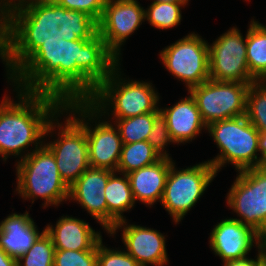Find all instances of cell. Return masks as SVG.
Listing matches in <instances>:
<instances>
[{
  "label": "cell",
  "mask_w": 266,
  "mask_h": 266,
  "mask_svg": "<svg viewBox=\"0 0 266 266\" xmlns=\"http://www.w3.org/2000/svg\"><path fill=\"white\" fill-rule=\"evenodd\" d=\"M54 252L52 238L44 232L17 260V266H54Z\"/></svg>",
  "instance_id": "cell-28"
},
{
  "label": "cell",
  "mask_w": 266,
  "mask_h": 266,
  "mask_svg": "<svg viewBox=\"0 0 266 266\" xmlns=\"http://www.w3.org/2000/svg\"><path fill=\"white\" fill-rule=\"evenodd\" d=\"M97 266H140L139 263L126 251L111 250L98 243Z\"/></svg>",
  "instance_id": "cell-31"
},
{
  "label": "cell",
  "mask_w": 266,
  "mask_h": 266,
  "mask_svg": "<svg viewBox=\"0 0 266 266\" xmlns=\"http://www.w3.org/2000/svg\"><path fill=\"white\" fill-rule=\"evenodd\" d=\"M23 156L16 164V191L20 196L33 198L32 203L40 197L45 201L44 207L58 206L69 199V187L60 177L54 155L44 144Z\"/></svg>",
  "instance_id": "cell-5"
},
{
  "label": "cell",
  "mask_w": 266,
  "mask_h": 266,
  "mask_svg": "<svg viewBox=\"0 0 266 266\" xmlns=\"http://www.w3.org/2000/svg\"><path fill=\"white\" fill-rule=\"evenodd\" d=\"M56 118L58 139L44 145L54 155L60 177L70 187L90 167L86 132L70 115L64 127Z\"/></svg>",
  "instance_id": "cell-12"
},
{
  "label": "cell",
  "mask_w": 266,
  "mask_h": 266,
  "mask_svg": "<svg viewBox=\"0 0 266 266\" xmlns=\"http://www.w3.org/2000/svg\"><path fill=\"white\" fill-rule=\"evenodd\" d=\"M251 83L206 80L188 93L194 97L201 117L210 123L246 114L247 93Z\"/></svg>",
  "instance_id": "cell-9"
},
{
  "label": "cell",
  "mask_w": 266,
  "mask_h": 266,
  "mask_svg": "<svg viewBox=\"0 0 266 266\" xmlns=\"http://www.w3.org/2000/svg\"><path fill=\"white\" fill-rule=\"evenodd\" d=\"M123 221L118 222L108 233L110 236L123 227L122 240L126 246V252L132 256L140 266L153 264L163 266L168 262L165 245V236L153 228L138 225H127ZM126 225V226H125ZM147 264V265H146Z\"/></svg>",
  "instance_id": "cell-15"
},
{
  "label": "cell",
  "mask_w": 266,
  "mask_h": 266,
  "mask_svg": "<svg viewBox=\"0 0 266 266\" xmlns=\"http://www.w3.org/2000/svg\"><path fill=\"white\" fill-rule=\"evenodd\" d=\"M262 82L266 85V77L262 80Z\"/></svg>",
  "instance_id": "cell-41"
},
{
  "label": "cell",
  "mask_w": 266,
  "mask_h": 266,
  "mask_svg": "<svg viewBox=\"0 0 266 266\" xmlns=\"http://www.w3.org/2000/svg\"><path fill=\"white\" fill-rule=\"evenodd\" d=\"M208 132L220 150V155L208 162L216 173L225 163H232L237 171L258 167L259 131L246 115L219 120L207 126Z\"/></svg>",
  "instance_id": "cell-6"
},
{
  "label": "cell",
  "mask_w": 266,
  "mask_h": 266,
  "mask_svg": "<svg viewBox=\"0 0 266 266\" xmlns=\"http://www.w3.org/2000/svg\"><path fill=\"white\" fill-rule=\"evenodd\" d=\"M238 172L227 204L241 217L234 219L261 234L266 227V174L257 167Z\"/></svg>",
  "instance_id": "cell-11"
},
{
  "label": "cell",
  "mask_w": 266,
  "mask_h": 266,
  "mask_svg": "<svg viewBox=\"0 0 266 266\" xmlns=\"http://www.w3.org/2000/svg\"><path fill=\"white\" fill-rule=\"evenodd\" d=\"M119 64L112 70L95 92L86 100L101 116L108 106L113 107L114 119H125L150 112H160L159 96L148 82L123 81L119 75ZM120 77V78H119ZM108 105V106H107ZM103 113V115H102Z\"/></svg>",
  "instance_id": "cell-4"
},
{
  "label": "cell",
  "mask_w": 266,
  "mask_h": 266,
  "mask_svg": "<svg viewBox=\"0 0 266 266\" xmlns=\"http://www.w3.org/2000/svg\"><path fill=\"white\" fill-rule=\"evenodd\" d=\"M160 112H150L125 119H116L115 122L123 144L147 141L152 130L154 119Z\"/></svg>",
  "instance_id": "cell-25"
},
{
  "label": "cell",
  "mask_w": 266,
  "mask_h": 266,
  "mask_svg": "<svg viewBox=\"0 0 266 266\" xmlns=\"http://www.w3.org/2000/svg\"><path fill=\"white\" fill-rule=\"evenodd\" d=\"M258 249L256 260L243 257L240 259L228 260L224 262L223 266H260L266 260V248L261 246Z\"/></svg>",
  "instance_id": "cell-33"
},
{
  "label": "cell",
  "mask_w": 266,
  "mask_h": 266,
  "mask_svg": "<svg viewBox=\"0 0 266 266\" xmlns=\"http://www.w3.org/2000/svg\"><path fill=\"white\" fill-rule=\"evenodd\" d=\"M54 266H97V250H55Z\"/></svg>",
  "instance_id": "cell-29"
},
{
  "label": "cell",
  "mask_w": 266,
  "mask_h": 266,
  "mask_svg": "<svg viewBox=\"0 0 266 266\" xmlns=\"http://www.w3.org/2000/svg\"><path fill=\"white\" fill-rule=\"evenodd\" d=\"M0 18L4 16L10 9L19 6L30 0H18L17 3L13 0H0ZM6 1V2H5ZM2 4V5H1Z\"/></svg>",
  "instance_id": "cell-34"
},
{
  "label": "cell",
  "mask_w": 266,
  "mask_h": 266,
  "mask_svg": "<svg viewBox=\"0 0 266 266\" xmlns=\"http://www.w3.org/2000/svg\"><path fill=\"white\" fill-rule=\"evenodd\" d=\"M97 34L98 23L87 13L53 0H30L0 18V56L10 77L44 42L92 39Z\"/></svg>",
  "instance_id": "cell-2"
},
{
  "label": "cell",
  "mask_w": 266,
  "mask_h": 266,
  "mask_svg": "<svg viewBox=\"0 0 266 266\" xmlns=\"http://www.w3.org/2000/svg\"><path fill=\"white\" fill-rule=\"evenodd\" d=\"M246 57L251 76L256 81L266 77V26L251 21L246 34Z\"/></svg>",
  "instance_id": "cell-23"
},
{
  "label": "cell",
  "mask_w": 266,
  "mask_h": 266,
  "mask_svg": "<svg viewBox=\"0 0 266 266\" xmlns=\"http://www.w3.org/2000/svg\"><path fill=\"white\" fill-rule=\"evenodd\" d=\"M161 158L148 141L123 144L116 172L127 175L132 171L152 165Z\"/></svg>",
  "instance_id": "cell-24"
},
{
  "label": "cell",
  "mask_w": 266,
  "mask_h": 266,
  "mask_svg": "<svg viewBox=\"0 0 266 266\" xmlns=\"http://www.w3.org/2000/svg\"><path fill=\"white\" fill-rule=\"evenodd\" d=\"M145 20V9L137 0H106L98 23V34L118 58L120 47Z\"/></svg>",
  "instance_id": "cell-14"
},
{
  "label": "cell",
  "mask_w": 266,
  "mask_h": 266,
  "mask_svg": "<svg viewBox=\"0 0 266 266\" xmlns=\"http://www.w3.org/2000/svg\"><path fill=\"white\" fill-rule=\"evenodd\" d=\"M153 2L188 3V0H154Z\"/></svg>",
  "instance_id": "cell-39"
},
{
  "label": "cell",
  "mask_w": 266,
  "mask_h": 266,
  "mask_svg": "<svg viewBox=\"0 0 266 266\" xmlns=\"http://www.w3.org/2000/svg\"><path fill=\"white\" fill-rule=\"evenodd\" d=\"M16 89L19 103L5 96L0 104V155L3 160L11 154L19 156L32 143L35 150L40 148L43 144L40 140L57 125L53 123L54 116L65 112L64 102L56 96Z\"/></svg>",
  "instance_id": "cell-3"
},
{
  "label": "cell",
  "mask_w": 266,
  "mask_h": 266,
  "mask_svg": "<svg viewBox=\"0 0 266 266\" xmlns=\"http://www.w3.org/2000/svg\"><path fill=\"white\" fill-rule=\"evenodd\" d=\"M0 266H17V260L0 248Z\"/></svg>",
  "instance_id": "cell-35"
},
{
  "label": "cell",
  "mask_w": 266,
  "mask_h": 266,
  "mask_svg": "<svg viewBox=\"0 0 266 266\" xmlns=\"http://www.w3.org/2000/svg\"><path fill=\"white\" fill-rule=\"evenodd\" d=\"M160 113L166 119L173 143H188L207 128L191 93L170 108H160Z\"/></svg>",
  "instance_id": "cell-19"
},
{
  "label": "cell",
  "mask_w": 266,
  "mask_h": 266,
  "mask_svg": "<svg viewBox=\"0 0 266 266\" xmlns=\"http://www.w3.org/2000/svg\"><path fill=\"white\" fill-rule=\"evenodd\" d=\"M257 168L266 174V155L261 158Z\"/></svg>",
  "instance_id": "cell-37"
},
{
  "label": "cell",
  "mask_w": 266,
  "mask_h": 266,
  "mask_svg": "<svg viewBox=\"0 0 266 266\" xmlns=\"http://www.w3.org/2000/svg\"><path fill=\"white\" fill-rule=\"evenodd\" d=\"M208 43L197 34H188L160 52L166 70L184 81L188 91L210 79Z\"/></svg>",
  "instance_id": "cell-10"
},
{
  "label": "cell",
  "mask_w": 266,
  "mask_h": 266,
  "mask_svg": "<svg viewBox=\"0 0 266 266\" xmlns=\"http://www.w3.org/2000/svg\"><path fill=\"white\" fill-rule=\"evenodd\" d=\"M172 163V158H161L152 165L127 174L134 200L150 206L157 200L161 203Z\"/></svg>",
  "instance_id": "cell-21"
},
{
  "label": "cell",
  "mask_w": 266,
  "mask_h": 266,
  "mask_svg": "<svg viewBox=\"0 0 266 266\" xmlns=\"http://www.w3.org/2000/svg\"><path fill=\"white\" fill-rule=\"evenodd\" d=\"M118 63L99 34L92 39H59L40 45L8 79L18 89L63 102L86 101Z\"/></svg>",
  "instance_id": "cell-1"
},
{
  "label": "cell",
  "mask_w": 266,
  "mask_h": 266,
  "mask_svg": "<svg viewBox=\"0 0 266 266\" xmlns=\"http://www.w3.org/2000/svg\"><path fill=\"white\" fill-rule=\"evenodd\" d=\"M258 150L261 154V157L258 158L261 159L266 155V131L259 132Z\"/></svg>",
  "instance_id": "cell-36"
},
{
  "label": "cell",
  "mask_w": 266,
  "mask_h": 266,
  "mask_svg": "<svg viewBox=\"0 0 266 266\" xmlns=\"http://www.w3.org/2000/svg\"><path fill=\"white\" fill-rule=\"evenodd\" d=\"M113 171L107 181L104 195L108 207V232L120 221H123V212L133 208L135 200L130 182L125 173L118 177Z\"/></svg>",
  "instance_id": "cell-22"
},
{
  "label": "cell",
  "mask_w": 266,
  "mask_h": 266,
  "mask_svg": "<svg viewBox=\"0 0 266 266\" xmlns=\"http://www.w3.org/2000/svg\"><path fill=\"white\" fill-rule=\"evenodd\" d=\"M174 164L170 166L161 203L177 224L197 203L217 173L208 161L178 171Z\"/></svg>",
  "instance_id": "cell-8"
},
{
  "label": "cell",
  "mask_w": 266,
  "mask_h": 266,
  "mask_svg": "<svg viewBox=\"0 0 266 266\" xmlns=\"http://www.w3.org/2000/svg\"><path fill=\"white\" fill-rule=\"evenodd\" d=\"M260 266H266V260Z\"/></svg>",
  "instance_id": "cell-40"
},
{
  "label": "cell",
  "mask_w": 266,
  "mask_h": 266,
  "mask_svg": "<svg viewBox=\"0 0 266 266\" xmlns=\"http://www.w3.org/2000/svg\"><path fill=\"white\" fill-rule=\"evenodd\" d=\"M231 28L213 42L209 49L210 79L216 81L253 83L246 57V37Z\"/></svg>",
  "instance_id": "cell-13"
},
{
  "label": "cell",
  "mask_w": 266,
  "mask_h": 266,
  "mask_svg": "<svg viewBox=\"0 0 266 266\" xmlns=\"http://www.w3.org/2000/svg\"><path fill=\"white\" fill-rule=\"evenodd\" d=\"M55 3L69 10L87 13L97 22L100 20L106 0H53Z\"/></svg>",
  "instance_id": "cell-32"
},
{
  "label": "cell",
  "mask_w": 266,
  "mask_h": 266,
  "mask_svg": "<svg viewBox=\"0 0 266 266\" xmlns=\"http://www.w3.org/2000/svg\"><path fill=\"white\" fill-rule=\"evenodd\" d=\"M210 234V246L223 262L247 257L255 242L256 247L262 246L260 234L233 218L222 220Z\"/></svg>",
  "instance_id": "cell-16"
},
{
  "label": "cell",
  "mask_w": 266,
  "mask_h": 266,
  "mask_svg": "<svg viewBox=\"0 0 266 266\" xmlns=\"http://www.w3.org/2000/svg\"><path fill=\"white\" fill-rule=\"evenodd\" d=\"M108 169L89 167L69 187V199L78 201L108 233V207L104 190L110 174Z\"/></svg>",
  "instance_id": "cell-17"
},
{
  "label": "cell",
  "mask_w": 266,
  "mask_h": 266,
  "mask_svg": "<svg viewBox=\"0 0 266 266\" xmlns=\"http://www.w3.org/2000/svg\"><path fill=\"white\" fill-rule=\"evenodd\" d=\"M45 232L52 238L55 250H98L102 240L88 223L73 217H61L54 228L47 225Z\"/></svg>",
  "instance_id": "cell-18"
},
{
  "label": "cell",
  "mask_w": 266,
  "mask_h": 266,
  "mask_svg": "<svg viewBox=\"0 0 266 266\" xmlns=\"http://www.w3.org/2000/svg\"><path fill=\"white\" fill-rule=\"evenodd\" d=\"M245 115L259 132L266 131V85L262 81L250 84Z\"/></svg>",
  "instance_id": "cell-26"
},
{
  "label": "cell",
  "mask_w": 266,
  "mask_h": 266,
  "mask_svg": "<svg viewBox=\"0 0 266 266\" xmlns=\"http://www.w3.org/2000/svg\"><path fill=\"white\" fill-rule=\"evenodd\" d=\"M63 110L66 113L71 110L70 116L86 132L90 167L108 169L116 172L123 146L117 127H113L114 125L109 124L108 121H99L91 129L88 126L90 124L88 121L91 122L92 119L101 115L87 101L64 102ZM75 114H79L78 118L74 116ZM86 118H88V121L85 120Z\"/></svg>",
  "instance_id": "cell-7"
},
{
  "label": "cell",
  "mask_w": 266,
  "mask_h": 266,
  "mask_svg": "<svg viewBox=\"0 0 266 266\" xmlns=\"http://www.w3.org/2000/svg\"><path fill=\"white\" fill-rule=\"evenodd\" d=\"M260 242L261 245L266 248V227L264 228L263 232L260 234Z\"/></svg>",
  "instance_id": "cell-38"
},
{
  "label": "cell",
  "mask_w": 266,
  "mask_h": 266,
  "mask_svg": "<svg viewBox=\"0 0 266 266\" xmlns=\"http://www.w3.org/2000/svg\"><path fill=\"white\" fill-rule=\"evenodd\" d=\"M187 3L152 2L145 10V19L158 29H169L181 22V8Z\"/></svg>",
  "instance_id": "cell-27"
},
{
  "label": "cell",
  "mask_w": 266,
  "mask_h": 266,
  "mask_svg": "<svg viewBox=\"0 0 266 266\" xmlns=\"http://www.w3.org/2000/svg\"><path fill=\"white\" fill-rule=\"evenodd\" d=\"M44 232L45 229L39 233L27 211L25 214L12 213L0 223V248L18 260Z\"/></svg>",
  "instance_id": "cell-20"
},
{
  "label": "cell",
  "mask_w": 266,
  "mask_h": 266,
  "mask_svg": "<svg viewBox=\"0 0 266 266\" xmlns=\"http://www.w3.org/2000/svg\"><path fill=\"white\" fill-rule=\"evenodd\" d=\"M147 141L162 158H171L166 150L164 151V148L168 143H173V141L169 134L166 119L161 113L154 119Z\"/></svg>",
  "instance_id": "cell-30"
}]
</instances>
